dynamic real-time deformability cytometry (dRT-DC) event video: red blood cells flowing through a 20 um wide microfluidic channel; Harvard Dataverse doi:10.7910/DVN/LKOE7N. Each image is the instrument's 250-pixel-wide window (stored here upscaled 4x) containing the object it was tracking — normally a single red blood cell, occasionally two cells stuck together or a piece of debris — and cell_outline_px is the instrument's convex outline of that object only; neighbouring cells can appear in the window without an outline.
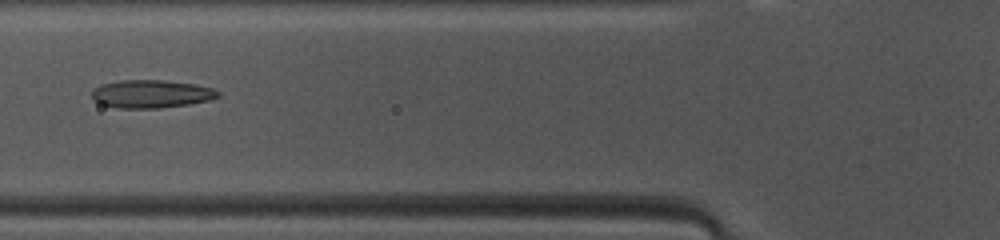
{"species": "common noctule bat (a hibernating species)", "species_latin": "Nyctalus noctula", "temperature_condition": "warm", "stored_images_in_passage": 46, "camera_frame_rate_fps": 3000, "um_per_image_px": 0.085, "animal": {"sex": "female", "body_mass_g": 10.0, "forearm_length_mm": 53.1}, "frame": {"image": 1, "passage_image": 16, "time_ms": 5.0, "image_size_px": [1000, 240], "cell_outline_px": [[220, 96], [208, 100], [188, 104], [156, 108], [116, 108], [100, 104], [92, 96], [92, 92], [100, 84], [120, 80], [164, 80], [196, 84], [212, 88], [220, 92]], "centroid_in_image_um": [12.85, 7.97], "position_along_channel_um": 112.9, "area_um2": 20.52}}
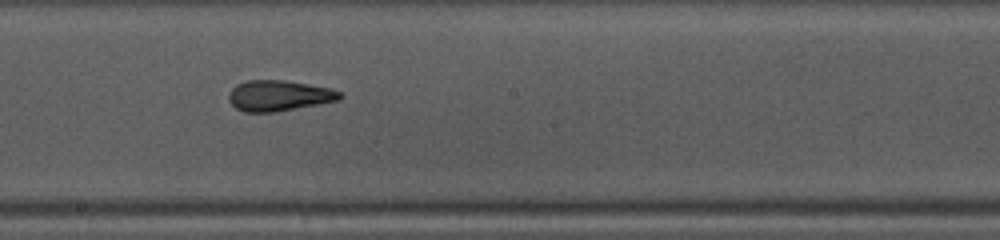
{"frame": {"image": 2, "passage_image": 24, "time_ms": 7.667, "image_size_px": [1000, 240], "cell_outline_px": [[344, 96], [340, 100], [276, 112], [244, 112], [236, 108], [228, 100], [228, 92], [236, 84], [244, 80], [284, 80], [332, 88], [340, 92]], "centroid_in_image_um": [23.7, 8.12], "position_along_channel_um": 224.5, "area_um2": 20.11}}
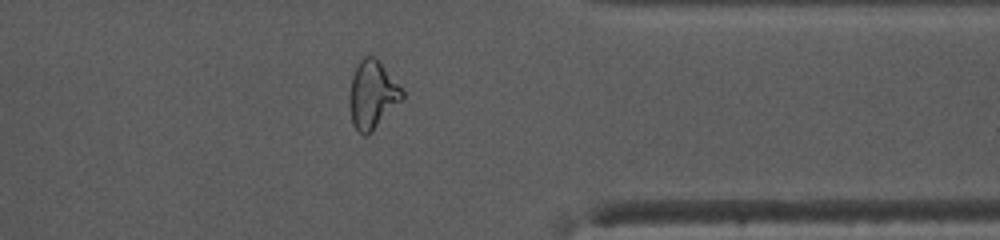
{"frame": {"image": 3, "passage_image": 36, "time_ms": 11.667, "image_size_px": [1000, 240], "cell_outline_px": [[404, 100], [368, 136], [364, 136], [352, 124], [348, 104], [348, 96], [352, 76], [360, 60], [364, 56], [376, 56], [404, 92]], "centroid_in_image_um": [31.65, 8.08], "position_along_channel_um": 379.8, "area_um2": 21.27}, "authors_computed_cell_mechanics": {"area_um2": 21.1548, "velocity_mm_per_s": 4.173, "shape_relaxation_time_tau1_ms": 5.6406, "shape_relaxation_time_tau2_ms": 1.7774, "deformation_change_tau1": 0.1981, "deformation_change_tau2": 0.103}}